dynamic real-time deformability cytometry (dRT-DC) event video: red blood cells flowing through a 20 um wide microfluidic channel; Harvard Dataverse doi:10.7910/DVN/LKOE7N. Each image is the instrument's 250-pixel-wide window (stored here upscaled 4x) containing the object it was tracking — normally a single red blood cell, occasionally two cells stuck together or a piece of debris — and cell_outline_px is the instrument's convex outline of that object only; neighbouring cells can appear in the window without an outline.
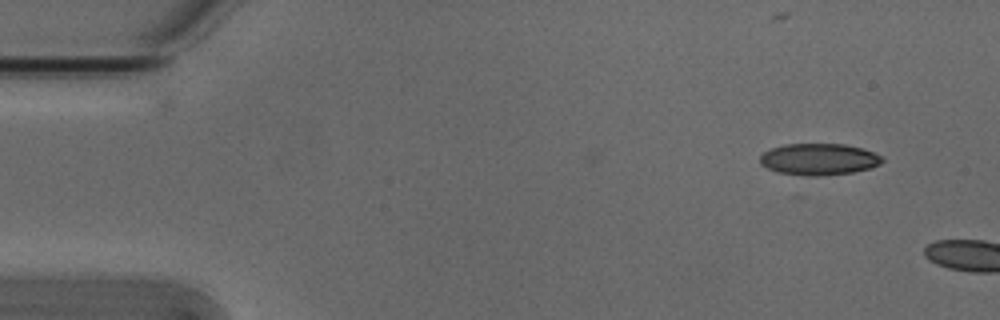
{"species": "Egyptian fruit bat (a non-hibernating species)", "species_latin": "Rousettus aegyptiacus", "temperature_condition": "cold", "stored_images_in_passage": 4, "camera_frame_rate_fps": 3000, "um_per_image_px": 0.085, "animal": {"sex": "male"}, "frame": {"image": 1, "passage_image": 1, "time_ms": 0.0, "image_size_px": [1000, 320], "cell_outline_px": [[884, 160], [880, 164], [872, 168], [852, 172], [816, 176], [776, 172], [760, 164], [760, 156], [764, 152], [772, 148], [784, 144], [844, 144], [860, 148], [884, 156]], "centroid_in_image_um": [69.62, 13.53], "position_along_channel_um": 15.4, "area_um2": 22.37}}